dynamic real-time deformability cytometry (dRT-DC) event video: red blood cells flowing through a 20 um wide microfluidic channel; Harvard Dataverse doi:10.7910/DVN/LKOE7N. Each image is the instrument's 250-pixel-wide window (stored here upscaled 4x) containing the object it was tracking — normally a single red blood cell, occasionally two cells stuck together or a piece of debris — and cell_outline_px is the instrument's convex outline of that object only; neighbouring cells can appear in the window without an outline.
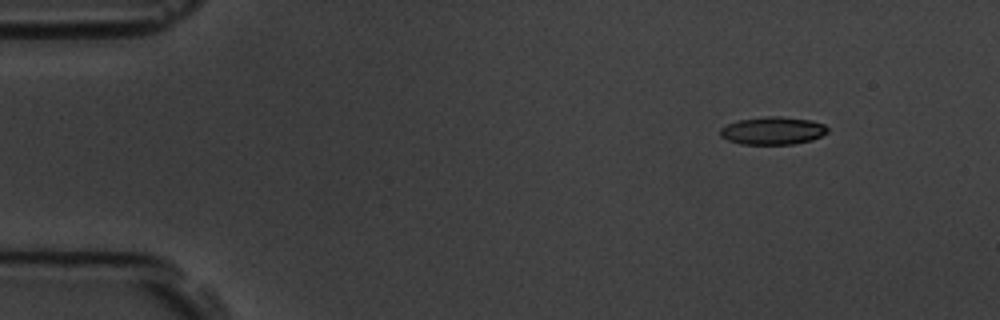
{"species": "common noctule bat (a hibernating species)", "species_latin": "Nyctalus noctula", "temperature_condition": "room temperature", "stored_images_in_passage": 5, "segment_of_instrument_passage": [2, 2], "camera_frame_rate_fps": 3000, "um_per_image_px": 0.085, "animal": {"sex": "male", "body_mass_g": 19.5, "forearm_length_mm": 54.6}, "frame": {"image": 1, "passage_image": 5, "time_ms": 6.333, "image_size_px": [1000, 320], "cell_outline_px": [[828, 132], [812, 140], [792, 144], [740, 144], [728, 140], [720, 136], [720, 128], [728, 124], [740, 120], [768, 116], [780, 116], [812, 120], [824, 124], [828, 128]], "centroid_in_image_um": [65.7, 11.11], "position_along_channel_um": 19.3, "area_um2": 17.34}}